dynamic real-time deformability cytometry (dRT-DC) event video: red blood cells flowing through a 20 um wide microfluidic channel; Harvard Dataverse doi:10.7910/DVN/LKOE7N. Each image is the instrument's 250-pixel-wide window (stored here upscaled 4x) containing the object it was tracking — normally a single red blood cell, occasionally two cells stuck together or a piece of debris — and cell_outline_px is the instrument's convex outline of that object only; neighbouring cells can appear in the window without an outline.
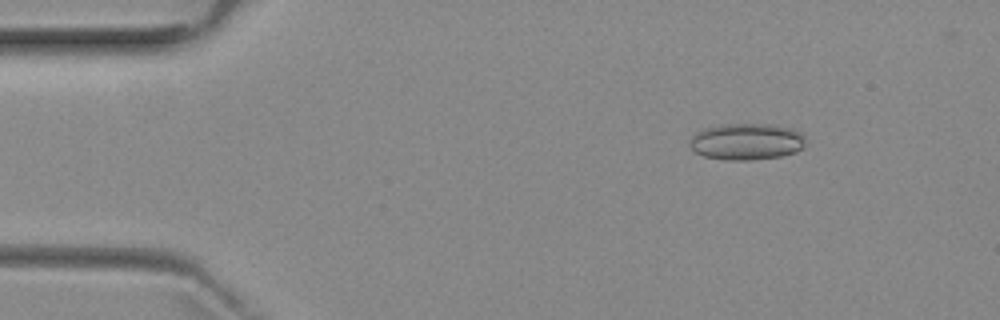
{"species": "common noctule bat (a hibernating species)", "species_latin": "Nyctalus noctula", "temperature_condition": "room temperature", "stored_images_in_passage": 3, "camera_frame_rate_fps": 3000, "um_per_image_px": 0.085, "animal": {"sex": "female", "body_mass_g": 29.2, "forearm_length_mm": 56.3}, "frame": {"image": 1, "passage_image": 1, "time_ms": 0.0, "image_size_px": [1000, 320], "cell_outline_px": [[804, 144], [796, 152], [780, 156], [748, 160], [724, 160], [704, 156], [696, 152], [688, 144], [692, 136], [696, 132], [704, 128], [724, 124], [776, 124], [792, 128], [800, 132], [804, 136]], "centroid_in_image_um": [63.44, 12.02], "position_along_channel_um": 21.6, "area_um2": 24.74}}